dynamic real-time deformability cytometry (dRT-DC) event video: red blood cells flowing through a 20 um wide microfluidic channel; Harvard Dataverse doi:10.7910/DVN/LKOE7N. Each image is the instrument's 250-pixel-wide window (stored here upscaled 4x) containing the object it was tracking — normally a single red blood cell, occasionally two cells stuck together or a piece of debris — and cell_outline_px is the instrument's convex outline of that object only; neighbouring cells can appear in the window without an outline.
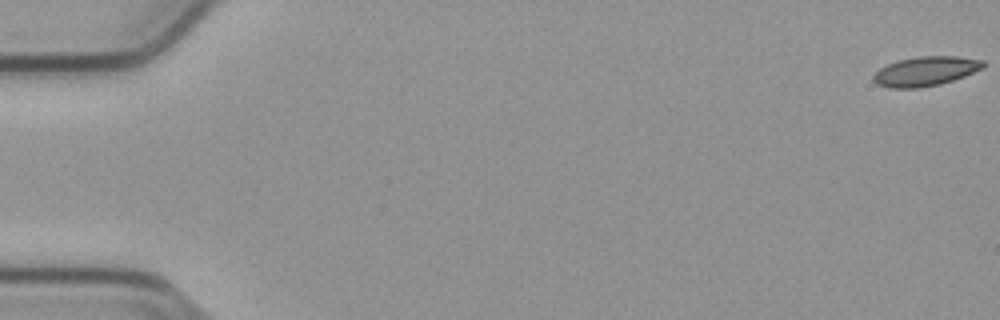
{"species": "common noctule bat (a hibernating species)", "species_latin": "Nyctalus noctula", "temperature_condition": "cold", "stored_images_in_passage": 58, "camera_frame_rate_fps": 3000, "um_per_image_px": 0.085, "animal": {"sex": "male", "body_mass_g": 23.1, "forearm_length_mm": 52.7}, "frame": {"image": 1, "passage_image": 1, "time_ms": 0.0, "image_size_px": [1000, 320], "cell_outline_px": [[984, 68], [964, 76], [940, 84], [920, 88], [888, 88], [876, 84], [872, 80], [872, 76], [880, 68], [888, 64], [900, 60], [920, 56], [956, 56], [984, 60]], "centroid_in_image_um": [78.66, 6.06], "position_along_channel_um": 6.3, "area_um2": 18.84}}